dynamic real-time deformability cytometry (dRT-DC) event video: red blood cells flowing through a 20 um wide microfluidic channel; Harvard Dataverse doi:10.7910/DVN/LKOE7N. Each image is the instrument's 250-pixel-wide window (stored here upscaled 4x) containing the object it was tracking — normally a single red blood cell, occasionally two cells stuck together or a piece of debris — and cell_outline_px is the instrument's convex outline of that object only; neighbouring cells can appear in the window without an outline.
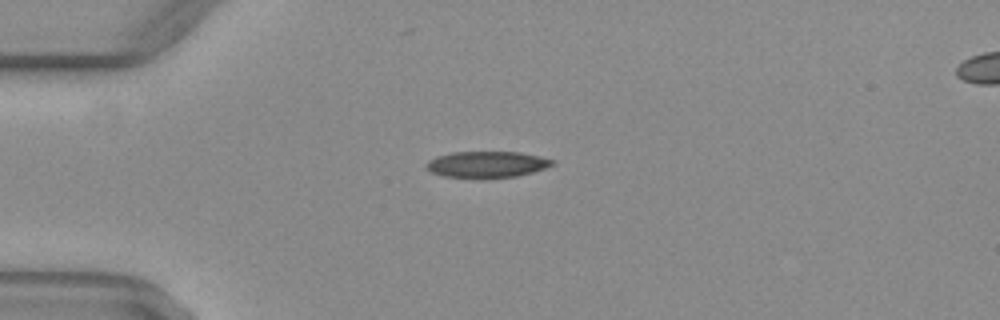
{"species": "common noctule bat (a hibernating species)", "species_latin": "Nyctalus noctula", "temperature_condition": "warm", "stored_images_in_passage": 38, "camera_frame_rate_fps": 3000, "um_per_image_px": 0.085, "animal": {"sex": "female", "body_mass_g": 29.2, "forearm_length_mm": 56.3}, "frame": {"image": 1, "passage_image": 1, "time_ms": 0.0, "image_size_px": [1000, 320], "cell_outline_px": [[556, 164], [548, 168], [516, 176], [444, 176], [432, 172], [424, 164], [428, 160], [436, 156], [452, 152], [520, 152], [540, 156], [556, 160]], "centroid_in_image_um": [41.45, 13.93], "position_along_channel_um": 43.6, "area_um2": 18.9}}
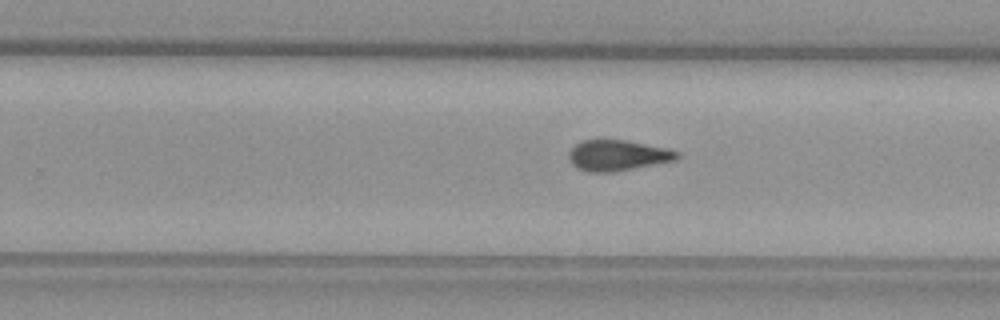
{"frame": {"image": 2, "passage_image": 20, "time_ms": 6.333, "image_size_px": [1000, 320], "cell_outline_px": [[680, 156], [676, 160], [616, 172], [588, 172], [576, 168], [568, 160], [568, 152], [580, 140], [624, 140], [668, 148], [680, 152]], "centroid_in_image_um": [52.49, 13.22], "position_along_channel_um": 277.3, "area_um2": 19.59}}
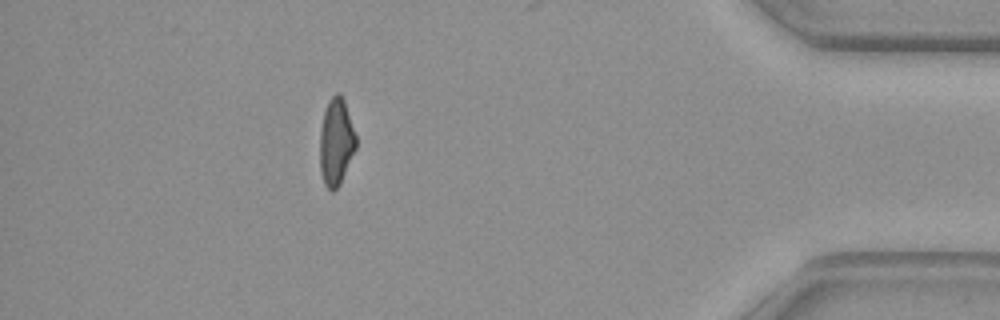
{"frame": {"image": 3, "passage_image": 33, "time_ms": 10.667, "image_size_px": [1000, 320], "cell_outline_px": [[356, 148], [340, 184], [332, 192], [324, 184], [320, 172], [320, 128], [324, 112], [328, 100], [336, 92], [340, 92], [344, 100], [356, 136]], "centroid_in_image_um": [28.56, 12.06], "position_along_channel_um": 406.6, "area_um2": 18.32}, "authors_computed_cell_mechanics": {"area_um2": 19.6231, "velocity_mm_per_s": 4.1072, "shape_relaxation_time_tau1_ms": null, "shape_relaxation_time_tau2_ms": 2.5229, "deformation_change_tau1": null, "deformation_change_tau2": 0.0987}}